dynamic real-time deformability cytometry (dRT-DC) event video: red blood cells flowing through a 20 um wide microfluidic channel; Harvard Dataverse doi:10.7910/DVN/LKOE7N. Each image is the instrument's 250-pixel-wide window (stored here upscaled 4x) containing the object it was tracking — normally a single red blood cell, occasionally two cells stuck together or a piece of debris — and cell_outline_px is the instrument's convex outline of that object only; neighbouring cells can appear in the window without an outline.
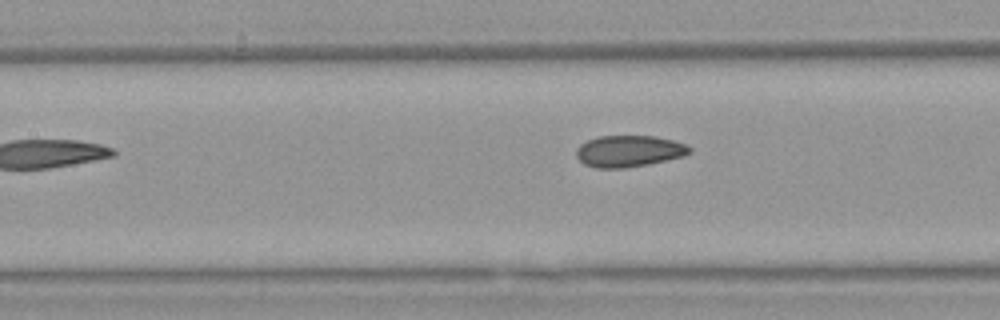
{"species": "Egyptian fruit bat (a non-hibernating species)", "species_latin": "Rousettus aegyptiacus", "temperature_condition": "warm", "stored_images_in_passage": 5, "camera_frame_rate_fps": 3000, "um_per_image_px": 0.085, "animal": {"sex": "female"}, "frame": {"image": 1, "passage_image": 5, "time_ms": 1.333, "image_size_px": [1000, 320], "cell_outline_px": [[692, 152], [684, 156], [648, 164], [624, 168], [596, 168], [584, 164], [576, 156], [576, 148], [580, 144], [588, 140], [600, 136], [656, 136], [688, 144], [692, 148]], "centroid_in_image_um": [53.48, 12.84], "position_along_channel_um": 153.9, "area_um2": 20.92}}